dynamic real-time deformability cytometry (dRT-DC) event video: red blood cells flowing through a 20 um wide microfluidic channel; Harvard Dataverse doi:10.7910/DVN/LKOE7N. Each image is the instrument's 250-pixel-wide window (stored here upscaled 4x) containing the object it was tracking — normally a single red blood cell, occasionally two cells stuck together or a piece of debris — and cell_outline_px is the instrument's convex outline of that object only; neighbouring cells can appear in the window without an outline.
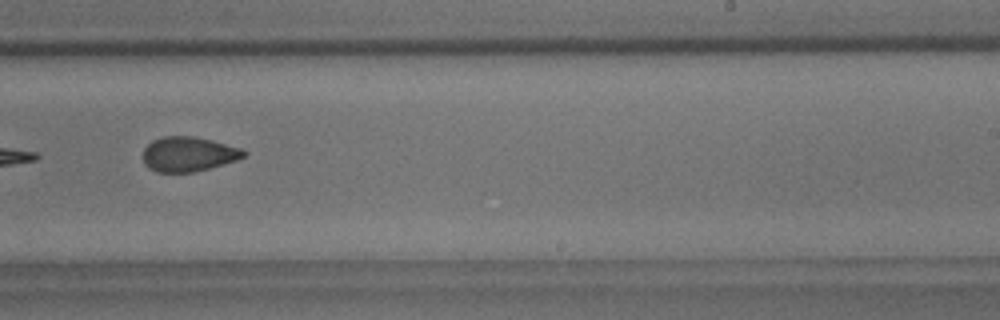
{"species": "common noctule bat (a hibernating species)", "species_latin": "Nyctalus noctula", "temperature_condition": "room temperature", "stored_images_in_passage": 10, "camera_frame_rate_fps": 3000, "um_per_image_px": 0.085, "animal": {"sex": "male", "body_mass_g": 18.8}, "frame": {"image": 1, "passage_image": 10, "time_ms": 10.667, "image_size_px": [1000, 320], "cell_outline_px": [[248, 152], [244, 156], [236, 160], [208, 168], [192, 172], [156, 172], [148, 168], [144, 164], [144, 148], [152, 140], [164, 136], [192, 136], [240, 148]], "centroid_in_image_um": [15.97, 13.1], "position_along_channel_um": 273.0, "area_um2": 20.06}}